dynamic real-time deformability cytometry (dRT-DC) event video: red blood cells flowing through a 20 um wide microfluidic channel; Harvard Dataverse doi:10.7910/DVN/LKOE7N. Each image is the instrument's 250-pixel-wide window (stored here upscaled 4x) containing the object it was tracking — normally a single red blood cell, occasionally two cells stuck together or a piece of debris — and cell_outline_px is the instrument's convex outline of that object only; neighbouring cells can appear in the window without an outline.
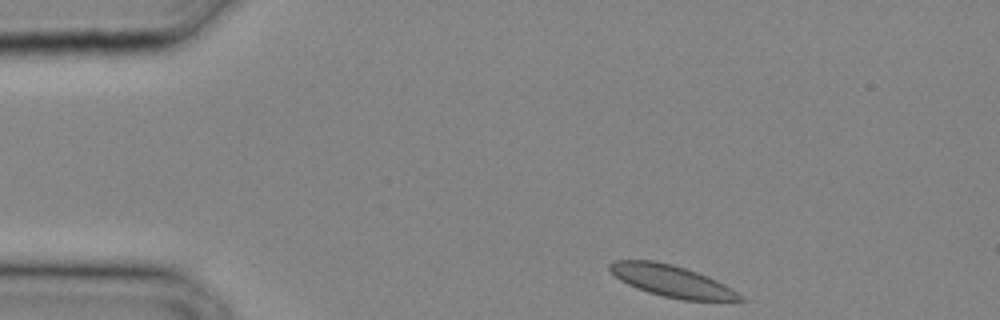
{"species": "common noctule bat (a hibernating species)", "species_latin": "Nyctalus noctula", "temperature_condition": "cold", "stored_images_in_passage": 26, "camera_frame_rate_fps": 3000, "um_per_image_px": 0.085, "animal": {"sex": "male", "body_mass_g": 20.4}, "frame": {"image": 1, "passage_image": 1, "time_ms": 0.0, "image_size_px": [1000, 320], "cell_outline_px": [[748, 300], [680, 300], [648, 292], [636, 288], [620, 280], [608, 268], [608, 264], [612, 260], [652, 260], [672, 264], [708, 276], [732, 288], [744, 296]], "centroid_in_image_um": [57.09, 23.88], "position_along_channel_um": 27.9, "area_um2": 23.93}}
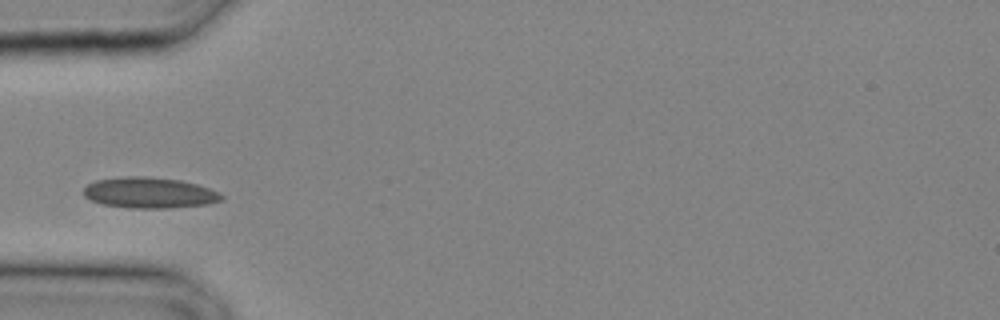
{"frame": {"image": 2, "passage_image": 6, "time_ms": 1.667, "image_size_px": [1000, 320], "cell_outline_px": [[224, 200], [208, 204], [168, 208], [128, 208], [104, 204], [92, 200], [84, 196], [84, 188], [88, 184], [96, 180], [128, 176], [144, 176], [180, 180], [196, 184], [208, 188], [224, 196]], "centroid_in_image_um": [12.71, 16.39], "position_along_channel_um": 72.3, "area_um2": 24.62}}
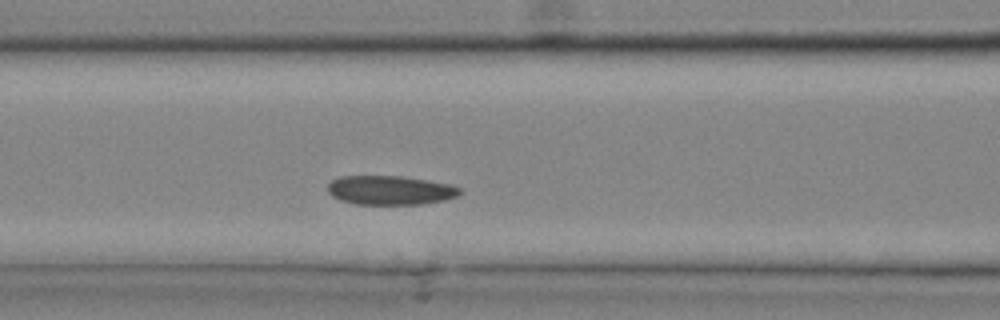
{"frame": {"image": 3, "passage_image": 9, "time_ms": 2.667, "image_size_px": [1000, 320], "cell_outline_px": [[460, 192], [456, 196], [444, 200], [420, 204], [356, 204], [340, 200], [332, 196], [328, 192], [328, 184], [332, 180], [340, 176], [404, 176], [448, 184], [460, 188]], "centroid_in_image_um": [33.12, 16.16], "position_along_channel_um": 133.5, "area_um2": 22.25}}